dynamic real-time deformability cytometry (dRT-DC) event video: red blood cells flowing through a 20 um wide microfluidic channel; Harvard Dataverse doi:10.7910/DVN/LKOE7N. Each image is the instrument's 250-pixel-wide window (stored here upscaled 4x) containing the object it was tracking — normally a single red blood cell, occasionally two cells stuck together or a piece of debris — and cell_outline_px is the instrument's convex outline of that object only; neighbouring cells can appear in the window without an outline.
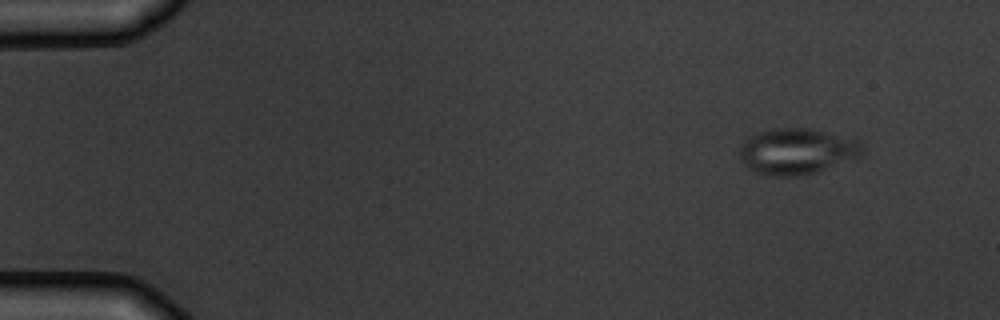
{"species": "common noctule bat (a hibernating species)", "species_latin": "Nyctalus noctula", "temperature_condition": "warm", "stored_images_in_passage": 4, "camera_frame_rate_fps": 3000, "um_per_image_px": 0.085, "animal": {"sex": "male", "body_mass_g": 19.5, "forearm_length_mm": 54.6}, "frame": {"image": 1, "passage_image": 1, "time_ms": 0.0, "image_size_px": [1000, 320], "cell_outline_px": [[864, 152], [860, 156], [816, 172], [796, 176], [776, 176], [752, 172], [740, 160], [740, 148], [744, 140], [756, 132], [772, 128], [812, 128], [860, 140], [864, 144]], "centroid_in_image_um": [67.73, 12.85], "position_along_channel_um": 17.3, "area_um2": 33.18}}